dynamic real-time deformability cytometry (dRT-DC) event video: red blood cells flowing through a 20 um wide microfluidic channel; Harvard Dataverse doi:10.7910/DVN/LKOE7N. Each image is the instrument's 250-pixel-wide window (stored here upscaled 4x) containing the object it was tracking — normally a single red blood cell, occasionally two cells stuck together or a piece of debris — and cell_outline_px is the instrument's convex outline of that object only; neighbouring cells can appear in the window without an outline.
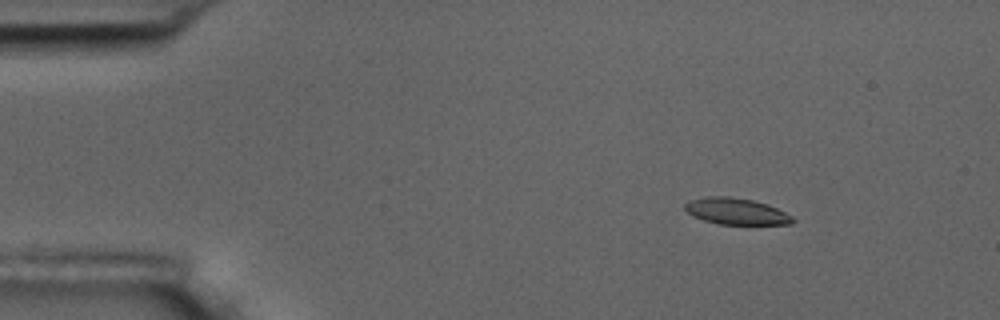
{"species": "common noctule bat (a hibernating species)", "species_latin": "Nyctalus noctula", "temperature_condition": "room temperature", "stored_images_in_passage": 10, "camera_frame_rate_fps": 3000, "um_per_image_px": 0.085, "animal": {"sex": "male", "body_mass_g": 17.5, "forearm_length_mm": 52.3}, "frame": {"image": 1, "passage_image": 2, "time_ms": 1.0, "image_size_px": [1000, 320], "cell_outline_px": [[796, 220], [792, 224], [716, 224], [692, 216], [684, 208], [684, 204], [688, 200], [708, 196], [728, 196], [752, 200], [768, 204], [792, 216]], "centroid_in_image_um": [62.55, 17.96], "position_along_channel_um": 22.4, "area_um2": 16.65}}
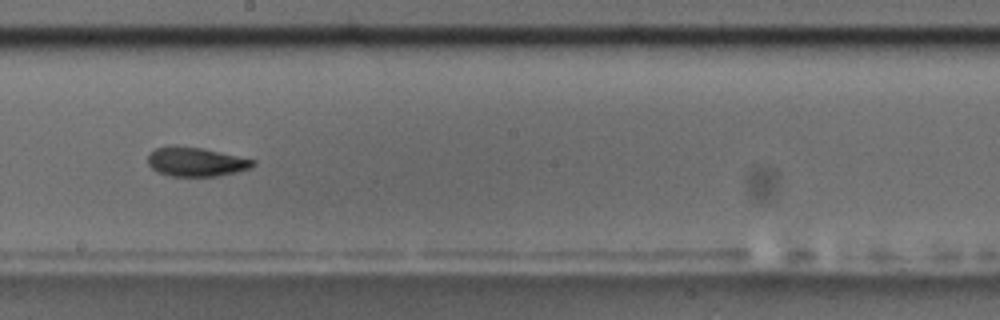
{"frame": {"image": 2, "passage_image": 9, "time_ms": 9.0, "image_size_px": [1000, 320], "cell_outline_px": [[256, 164], [252, 168], [236, 172], [216, 176], [168, 176], [156, 172], [148, 164], [148, 156], [156, 148], [204, 148], [256, 160]], "centroid_in_image_um": [16.72, 13.79], "position_along_channel_um": 231.5, "area_um2": 17.46}}
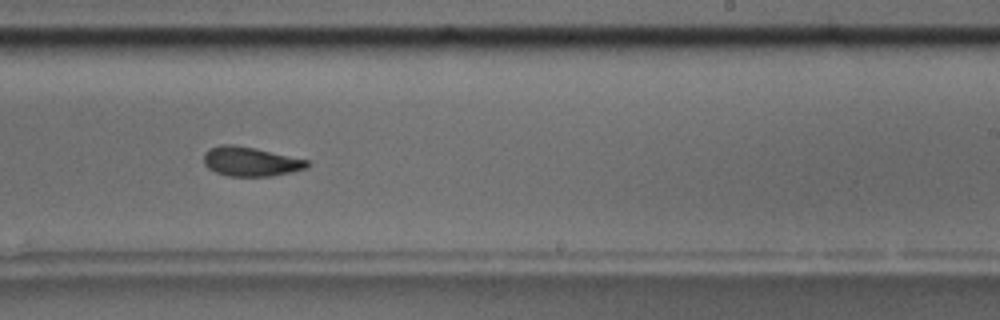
{"frame": {"image": 3, "passage_image": 10, "time_ms": 10.0, "image_size_px": [1000, 320], "cell_outline_px": [[312, 164], [308, 168], [292, 172], [272, 176], [228, 176], [216, 172], [208, 168], [204, 164], [204, 152], [208, 148], [220, 144], [232, 144], [256, 148], [308, 160]], "centroid_in_image_um": [21.31, 13.72], "position_along_channel_um": 267.7, "area_um2": 17.92}}